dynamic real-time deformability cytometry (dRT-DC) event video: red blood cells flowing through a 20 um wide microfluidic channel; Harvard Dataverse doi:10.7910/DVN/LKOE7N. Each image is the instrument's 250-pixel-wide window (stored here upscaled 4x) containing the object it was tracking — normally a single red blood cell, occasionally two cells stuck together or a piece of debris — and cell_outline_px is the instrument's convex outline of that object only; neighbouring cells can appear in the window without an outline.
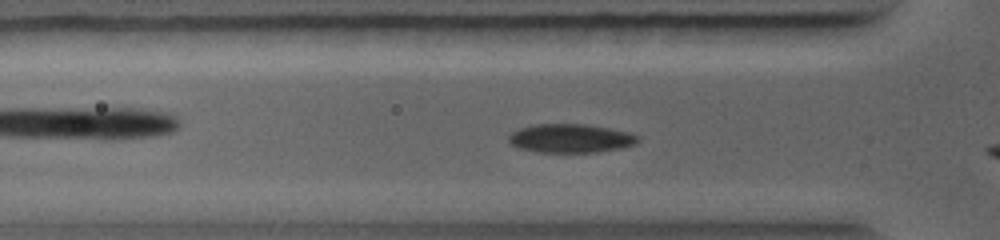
{"species": "common noctule bat (a hibernating species)", "species_latin": "Nyctalus noctula", "temperature_condition": "warm", "stored_images_in_passage": 35, "camera_frame_rate_fps": 5000, "um_per_image_px": 0.085, "animal": {"sex": "female", "body_mass_g": 19.0, "forearm_length_mm": 56.7}, "frame": {"image": 1, "passage_image": 2, "time_ms": 0.4, "image_size_px": [1000, 240], "cell_outline_px": [[640, 140], [636, 144], [620, 148], [600, 152], [536, 152], [516, 148], [508, 140], [508, 136], [512, 132], [520, 128], [532, 124], [584, 124], [608, 128], [628, 132], [640, 136]], "centroid_in_image_um": [48.49, 11.76], "position_along_channel_um": 77.3, "area_um2": 21.79}}
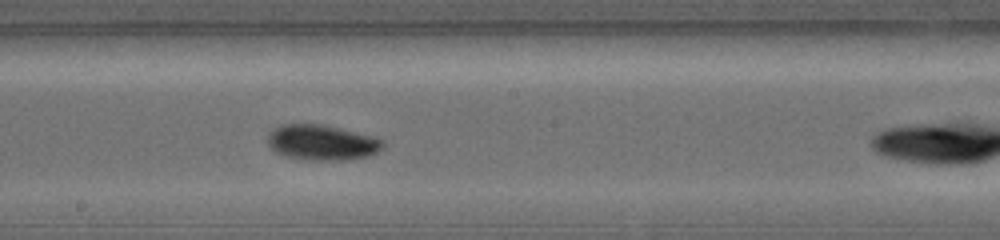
{"frame": {"image": 2, "passage_image": 15, "time_ms": 3.2, "image_size_px": [1000, 240], "cell_outline_px": [[384, 148], [368, 156], [352, 160], [312, 160], [288, 156], [276, 152], [268, 144], [268, 132], [284, 124], [324, 124], [372, 136], [380, 140], [384, 144]], "centroid_in_image_um": [27.38, 12.11], "position_along_channel_um": 220.8, "area_um2": 23.58}}
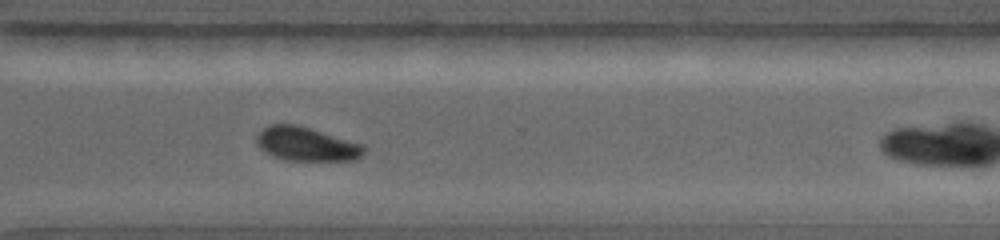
{"frame": {"image": 3, "passage_image": 25, "time_ms": 5.6, "image_size_px": [1000, 240], "cell_outline_px": [[364, 152], [360, 156], [352, 160], [284, 160], [272, 156], [264, 152], [256, 144], [256, 136], [268, 124], [296, 124], [364, 144]], "centroid_in_image_um": [26.0, 12.24], "position_along_channel_um": 344.6, "area_um2": 21.15}}